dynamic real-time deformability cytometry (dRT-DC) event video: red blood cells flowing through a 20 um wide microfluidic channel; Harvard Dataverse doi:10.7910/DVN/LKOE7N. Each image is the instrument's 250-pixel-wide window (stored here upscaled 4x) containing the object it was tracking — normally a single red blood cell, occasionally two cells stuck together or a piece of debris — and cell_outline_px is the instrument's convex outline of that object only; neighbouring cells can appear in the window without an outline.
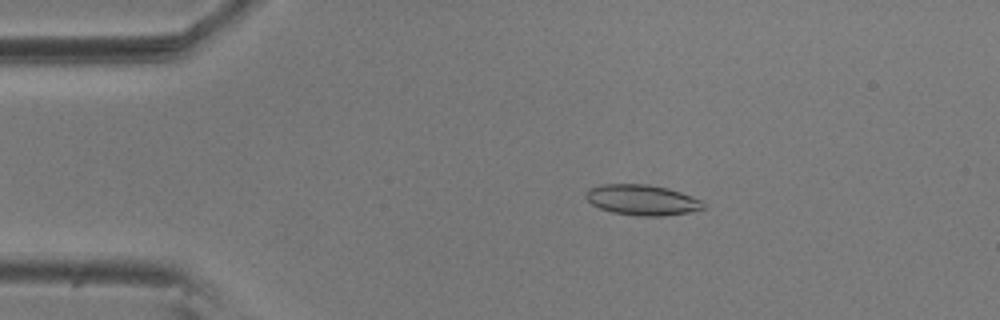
{"species": "common noctule bat (a hibernating species)", "species_latin": "Nyctalus noctula", "temperature_condition": "room temperature", "stored_images_in_passage": 51, "camera_frame_rate_fps": 3000, "um_per_image_px": 0.085, "animal": {"sex": "male", "body_mass_g": 20.5, "forearm_length_mm": 52.5}, "frame": {"image": 1, "passage_image": 5, "time_ms": 1.333, "image_size_px": [1000, 320], "cell_outline_px": [[708, 208], [688, 212], [660, 216], [644, 216], [612, 212], [600, 208], [592, 204], [584, 196], [588, 188], [600, 184], [648, 184], [668, 188], [692, 196], [700, 200]], "centroid_in_image_um": [54.57, 16.98], "position_along_channel_um": 30.4, "area_um2": 20.87}}
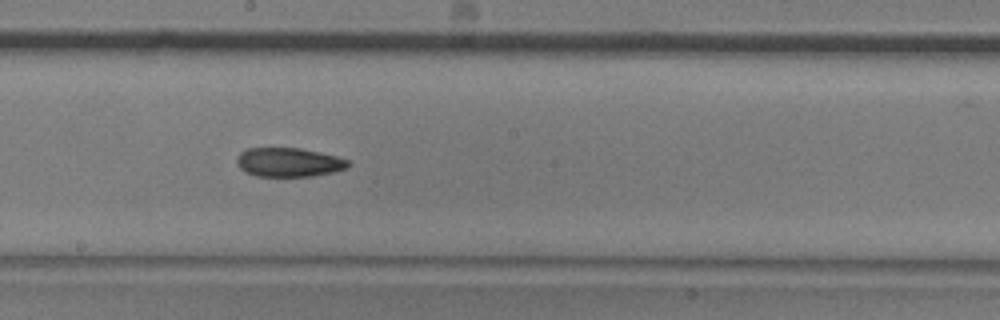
{"frame": {"image": 2, "passage_image": 25, "time_ms": 8.0, "image_size_px": [1000, 320], "cell_outline_px": [[352, 164], [348, 168], [332, 172], [312, 176], [256, 176], [244, 172], [236, 164], [236, 160], [240, 152], [248, 148], [300, 148], [320, 152], [336, 156], [348, 160]], "centroid_in_image_um": [24.54, 13.79], "position_along_channel_um": 223.7, "area_um2": 18.96}}
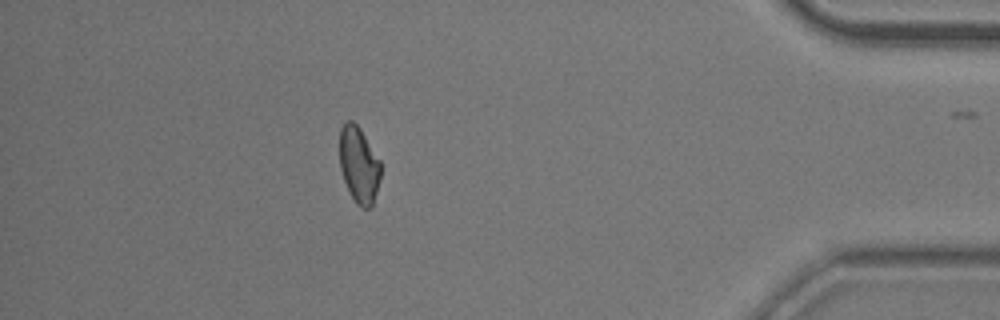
{"frame": {"image": 3, "passage_image": 44, "time_ms": 14.333, "image_size_px": [1000, 320], "cell_outline_px": [[380, 176], [372, 208], [364, 208], [356, 204], [344, 180], [340, 168], [340, 128], [344, 120], [352, 120], [360, 128], [380, 160]], "centroid_in_image_um": [30.5, 13.98], "position_along_channel_um": 404.7, "area_um2": 18.21}}